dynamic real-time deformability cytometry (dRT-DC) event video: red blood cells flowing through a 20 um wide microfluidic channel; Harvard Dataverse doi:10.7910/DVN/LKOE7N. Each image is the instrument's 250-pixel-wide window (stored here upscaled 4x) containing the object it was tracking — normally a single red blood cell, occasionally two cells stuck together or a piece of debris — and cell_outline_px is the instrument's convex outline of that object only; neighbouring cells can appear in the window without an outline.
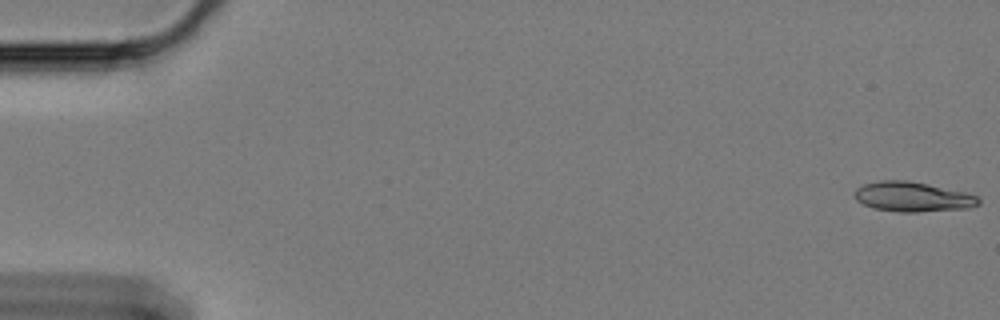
{"species": "Egyptian fruit bat (a non-hibernating species)", "species_latin": "Rousettus aegyptiacus", "temperature_condition": "cold", "stored_images_in_passage": 23, "camera_frame_rate_fps": 3000, "um_per_image_px": 0.085, "animal": {"sex": "female"}, "frame": {"image": 1, "passage_image": 1, "time_ms": 0.0, "image_size_px": [1000, 320], "cell_outline_px": [[980, 204], [968, 208], [916, 212], [900, 212], [872, 208], [856, 200], [852, 192], [856, 188], [864, 184], [880, 180], [908, 180], [928, 184], [964, 192], [976, 196], [980, 200]], "centroid_in_image_um": [77.53, 16.72], "position_along_channel_um": 7.5, "area_um2": 21.56}}
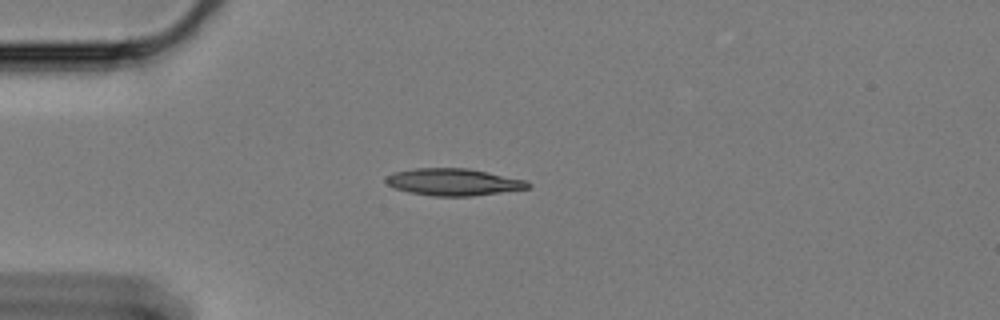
{"frame": {"image": 2, "passage_image": 16, "time_ms": 5.0, "image_size_px": [1000, 320], "cell_outline_px": [[532, 184], [528, 188], [472, 196], [432, 196], [408, 192], [396, 188], [388, 184], [384, 180], [392, 172], [416, 168], [468, 168], [528, 180]], "centroid_in_image_um": [38.55, 15.47], "position_along_channel_um": 46.4, "area_um2": 22.37}}
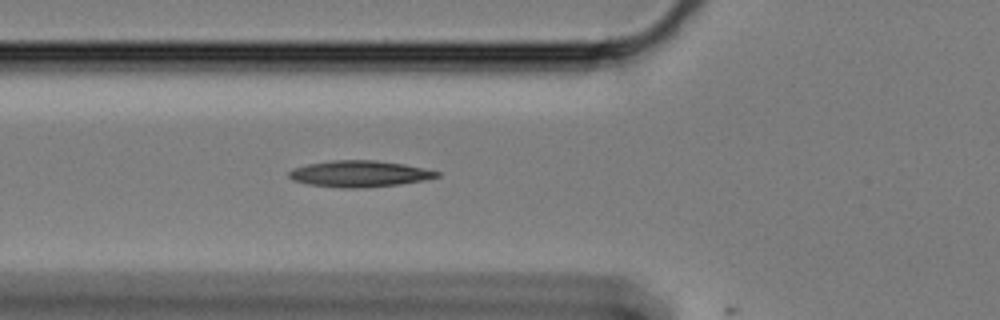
{"frame": {"image": 3, "passage_image": 22, "time_ms": 7.0, "image_size_px": [1000, 320], "cell_outline_px": [[440, 176], [424, 180], [400, 184], [364, 188], [340, 188], [308, 184], [292, 180], [288, 176], [288, 172], [292, 168], [308, 164], [332, 160], [376, 160], [404, 164], [440, 172]], "centroid_in_image_um": [30.52, 14.77], "position_along_channel_um": 95.3, "area_um2": 22.77}}